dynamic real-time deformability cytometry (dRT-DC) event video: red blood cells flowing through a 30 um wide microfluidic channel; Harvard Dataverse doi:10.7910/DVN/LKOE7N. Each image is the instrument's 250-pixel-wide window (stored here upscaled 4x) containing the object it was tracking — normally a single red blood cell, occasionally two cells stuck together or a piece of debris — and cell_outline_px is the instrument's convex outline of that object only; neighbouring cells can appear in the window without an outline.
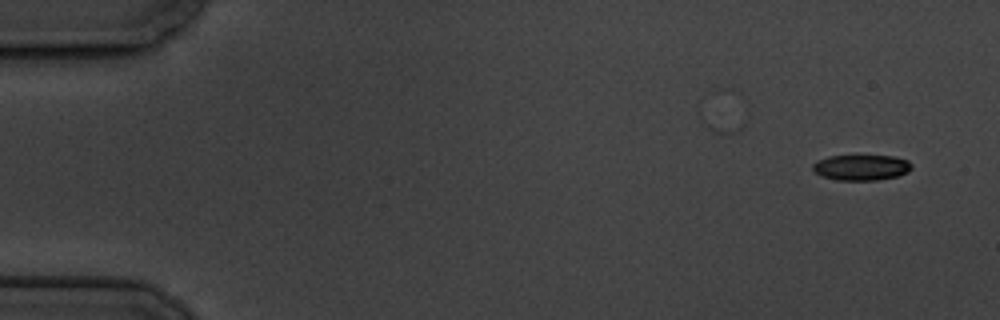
{"species": "common noctule bat (a hibernating species)", "species_latin": "Nyctalus noctula", "temperature_condition": "cold", "stored_images_in_passage": 9, "camera_frame_rate_fps": 3000, "um_per_image_px": 0.085, "animal": {"sex": "male", "body_mass_g": 19.5, "forearm_length_mm": 54.6}, "frame": {"image": 1, "passage_image": 1, "time_ms": 0.0, "image_size_px": [1000, 320], "cell_outline_px": [[912, 168], [908, 172], [896, 176], [876, 180], [836, 180], [820, 176], [812, 168], [812, 164], [816, 160], [828, 156], [892, 156], [908, 160], [912, 164]], "centroid_in_image_um": [73.18, 14.23], "position_along_channel_um": 11.8, "area_um2": 14.8}}
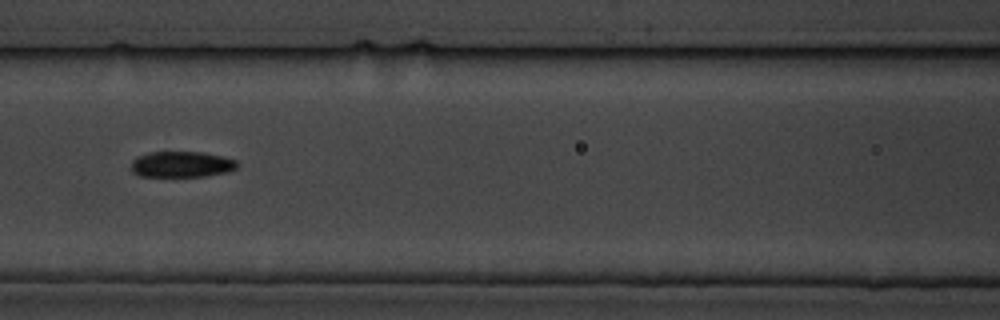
{"frame": {"image": 2, "passage_image": 7, "time_ms": 7.667, "image_size_px": [1000, 320], "cell_outline_px": [[240, 164], [236, 168], [228, 172], [208, 176], [140, 176], [132, 172], [132, 160], [136, 156], [148, 152], [200, 152], [224, 156], [236, 160]], "centroid_in_image_um": [15.46, 13.96], "position_along_channel_um": 151.1, "area_um2": 16.18}}
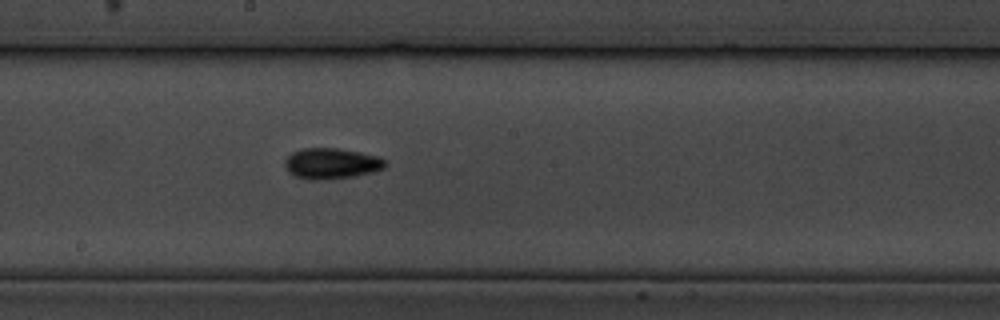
{"frame": {"image": 3, "passage_image": 9, "time_ms": 9.667, "image_size_px": [1000, 320], "cell_outline_px": [[388, 164], [384, 168], [372, 172], [356, 176], [320, 180], [308, 180], [296, 176], [288, 172], [284, 164], [284, 160], [292, 152], [300, 148], [336, 148], [360, 152], [376, 156], [384, 160]], "centroid_in_image_um": [28.14, 13.9], "position_along_channel_um": 220.1, "area_um2": 18.09}}